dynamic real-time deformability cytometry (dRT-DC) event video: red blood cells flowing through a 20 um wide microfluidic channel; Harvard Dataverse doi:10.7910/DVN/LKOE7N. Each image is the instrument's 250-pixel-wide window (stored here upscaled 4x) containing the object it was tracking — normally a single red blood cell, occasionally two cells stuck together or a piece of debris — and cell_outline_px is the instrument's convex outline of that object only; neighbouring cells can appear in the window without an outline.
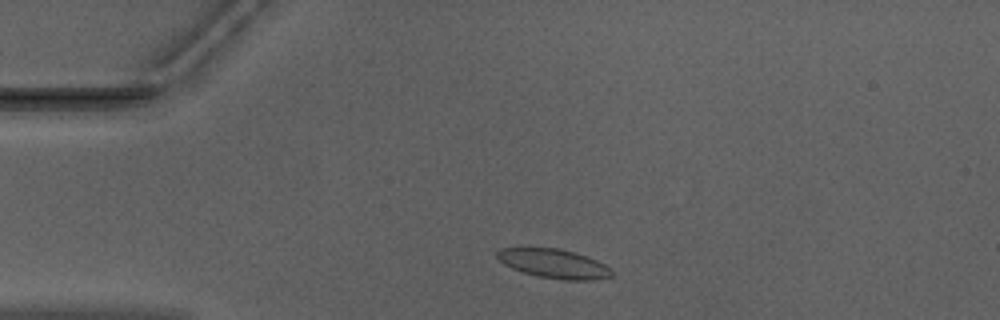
{"species": "Egyptian fruit bat (a non-hibernating species)", "species_latin": "Rousettus aegyptiacus", "temperature_condition": "warm", "stored_images_in_passage": 44, "camera_frame_rate_fps": 3000, "um_per_image_px": 0.085, "animal": {"sex": "male"}, "frame": {"image": 1, "passage_image": 4, "time_ms": 1.0, "image_size_px": [1000, 320], "cell_outline_px": [[612, 276], [592, 280], [564, 280], [540, 276], [524, 272], [512, 268], [504, 264], [496, 256], [496, 252], [500, 248], [524, 244], [556, 248], [576, 252], [588, 256], [612, 268]], "centroid_in_image_um": [47.01, 22.34], "position_along_channel_um": 38.0, "area_um2": 20.17}}
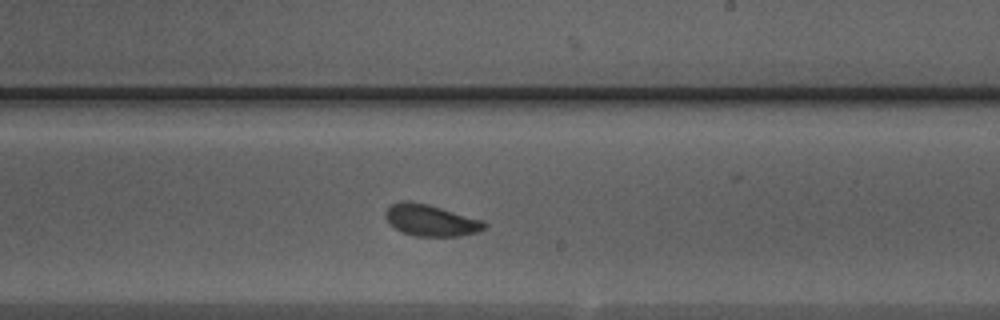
{"frame": {"image": 2, "passage_image": 23, "time_ms": 7.333, "image_size_px": [1000, 320], "cell_outline_px": [[488, 224], [484, 228], [476, 232], [460, 236], [416, 236], [400, 232], [384, 216], [384, 212], [392, 204], [404, 200], [408, 200], [428, 204], [484, 220]], "centroid_in_image_um": [36.63, 18.72], "position_along_channel_um": 252.4, "area_um2": 18.15}}
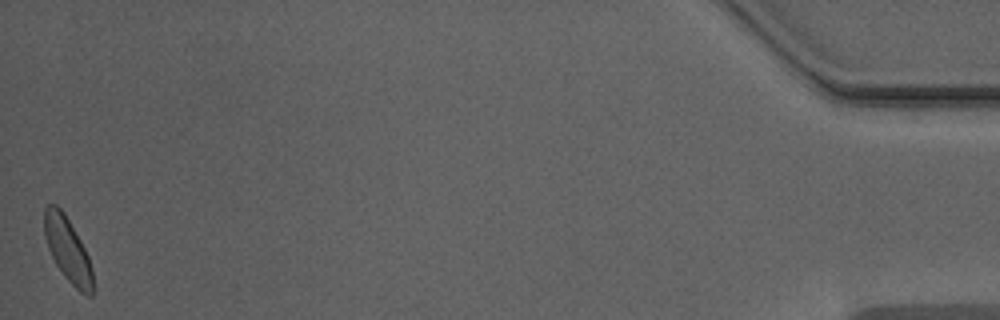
{"frame": {"image": 3, "passage_image": 44, "time_ms": 14.333, "image_size_px": [1000, 320], "cell_outline_px": [[92, 296], [88, 296], [80, 292], [64, 276], [56, 264], [48, 248], [44, 232], [44, 208], [48, 204], [56, 204], [64, 212], [80, 240], [88, 256], [92, 268]], "centroid_in_image_um": [5.74, 21.2], "position_along_channel_um": 429.5, "area_um2": 17.92}, "authors_computed_cell_mechanics": {"area_um2": 18.1492, "velocity_mm_per_s": 3.9352, "shape_relaxation_time_tau1_ms": 5.5211, "shape_relaxation_time_tau2_ms": 1.3331, "deformation_change_tau1": 0.1246, "deformation_change_tau2": 0.0508}}